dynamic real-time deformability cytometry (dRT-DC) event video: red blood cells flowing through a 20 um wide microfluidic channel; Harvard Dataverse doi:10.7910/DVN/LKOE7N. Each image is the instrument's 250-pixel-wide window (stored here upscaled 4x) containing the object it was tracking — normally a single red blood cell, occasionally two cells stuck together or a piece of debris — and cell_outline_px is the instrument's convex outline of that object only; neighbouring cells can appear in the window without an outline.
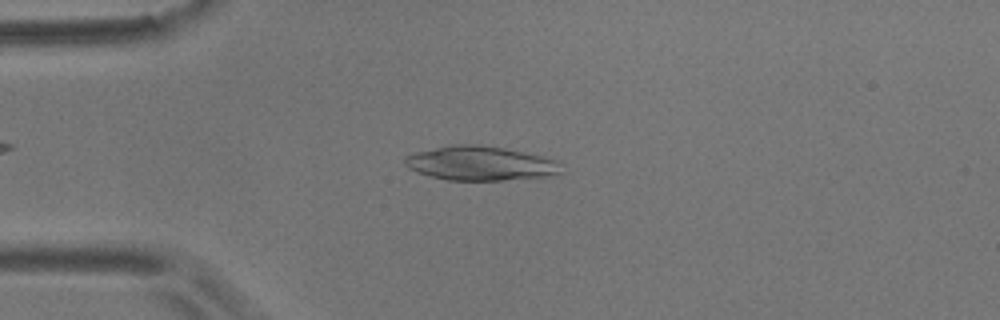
{"species": "common noctule bat (a hibernating species)", "species_latin": "Nyctalus noctula", "temperature_condition": "room temperature", "stored_images_in_passage": 56, "camera_frame_rate_fps": 3000, "um_per_image_px": 0.085, "animal": {"sex": "male", "body_mass_g": 17.9}, "frame": {"image": 1, "passage_image": 13, "time_ms": 4.0, "image_size_px": [1000, 320], "cell_outline_px": [[564, 172], [552, 176], [504, 180], [448, 180], [428, 176], [416, 172], [408, 168], [404, 164], [404, 156], [416, 152], [452, 144], [476, 144], [504, 148], [544, 156], [556, 160]], "centroid_in_image_um": [40.83, 13.89], "position_along_channel_um": 44.2, "area_um2": 31.5}}
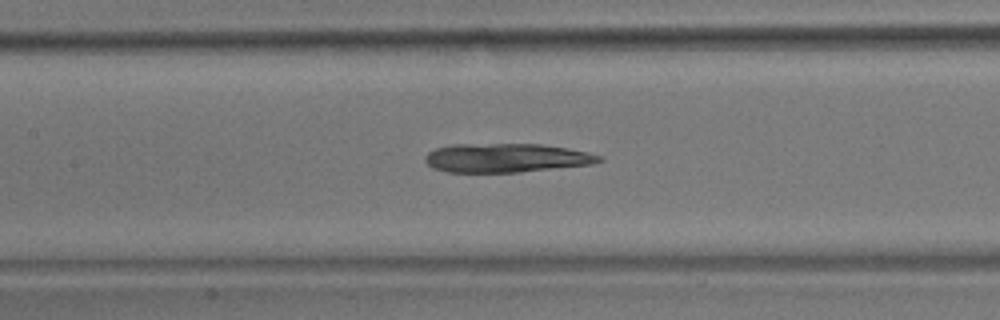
{"frame": {"image": 2, "passage_image": 25, "time_ms": 8.0, "image_size_px": [1000, 320], "cell_outline_px": [[604, 160], [592, 164], [520, 172], [448, 172], [432, 168], [424, 160], [424, 156], [428, 152], [436, 148], [452, 144], [540, 144], [568, 148], [588, 152], [600, 156]], "centroid_in_image_um": [43.0, 13.42], "position_along_channel_um": 164.4, "area_um2": 29.36}}
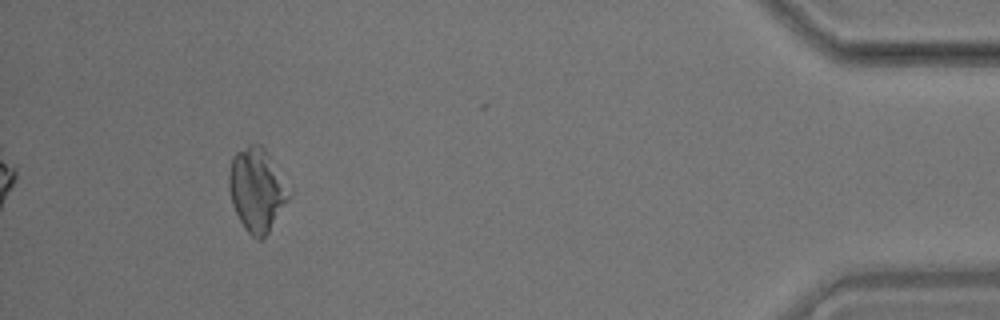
{"frame": {"image": 3, "passage_image": 52, "time_ms": 17.0, "image_size_px": [1000, 320], "cell_outline_px": [[292, 196], [268, 232], [260, 240], [256, 240], [244, 228], [232, 204], [228, 188], [228, 172], [232, 156], [236, 152], [248, 144], [260, 144], [264, 148], [292, 192]], "centroid_in_image_um": [21.82, 16.12], "position_along_channel_um": 413.4, "area_um2": 29.25}}